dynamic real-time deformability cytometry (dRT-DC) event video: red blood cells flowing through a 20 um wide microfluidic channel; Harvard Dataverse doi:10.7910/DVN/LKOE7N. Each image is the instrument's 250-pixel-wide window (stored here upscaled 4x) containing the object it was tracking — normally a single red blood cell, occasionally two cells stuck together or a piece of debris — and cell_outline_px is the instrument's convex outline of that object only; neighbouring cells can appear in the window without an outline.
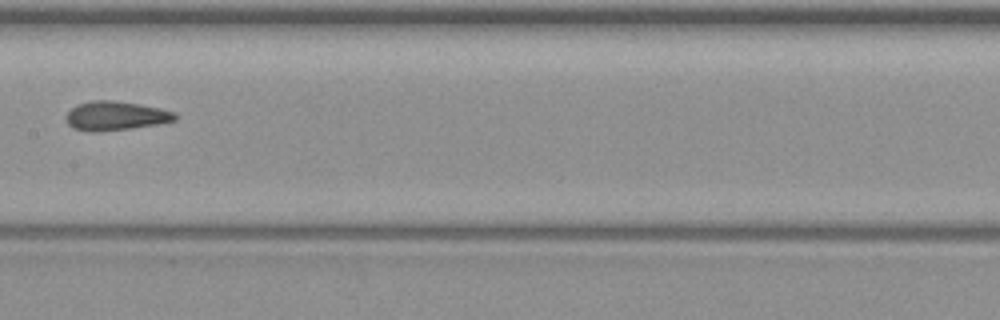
{"species": "common noctule bat (a hibernating species)", "species_latin": "Nyctalus noctula", "temperature_condition": "warm", "stored_images_in_passage": 7, "camera_frame_rate_fps": 3000, "um_per_image_px": 0.085, "animal": {"sex": "female", "body_mass_g": 19.3, "forearm_length_mm": 54.1}, "frame": {"image": 1, "passage_image": 7, "time_ms": 8.0, "image_size_px": [1000, 320], "cell_outline_px": [[176, 120], [160, 124], [132, 128], [100, 132], [88, 132], [72, 128], [68, 124], [68, 112], [72, 108], [80, 104], [92, 100], [112, 100], [140, 104], [160, 108], [176, 112]], "centroid_in_image_um": [9.86, 9.86], "position_along_channel_um": 197.5, "area_um2": 18.5}}